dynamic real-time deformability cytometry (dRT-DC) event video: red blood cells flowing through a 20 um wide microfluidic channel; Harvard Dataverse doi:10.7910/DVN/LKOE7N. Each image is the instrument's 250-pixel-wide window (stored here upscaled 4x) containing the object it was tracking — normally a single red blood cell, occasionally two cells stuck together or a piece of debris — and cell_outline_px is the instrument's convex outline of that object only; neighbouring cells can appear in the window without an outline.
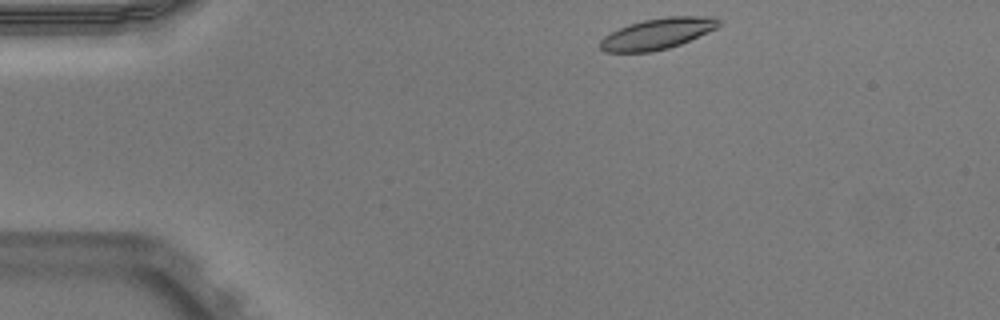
{"species": "Egyptian fruit bat (a non-hibernating species)", "species_latin": "Rousettus aegyptiacus", "temperature_condition": "warm", "stored_images_in_passage": 43, "camera_frame_rate_fps": 3000, "um_per_image_px": 0.085, "animal": {"sex": "male"}, "frame": {"image": 1, "passage_image": 1, "time_ms": 0.0, "image_size_px": [1000, 320], "cell_outline_px": [[720, 24], [716, 28], [680, 44], [668, 48], [652, 52], [604, 52], [600, 48], [600, 40], [604, 36], [628, 24], [644, 20], [668, 16], [712, 16], [720, 20]], "centroid_in_image_um": [55.87, 2.86], "position_along_channel_um": 29.1, "area_um2": 21.27}}
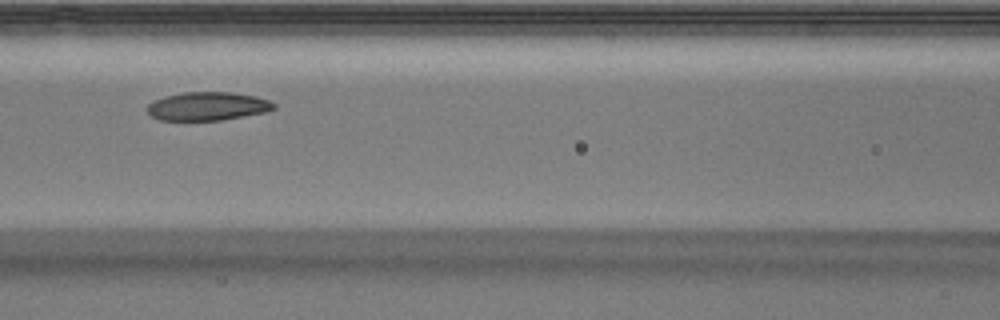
{"frame": {"image": 2, "passage_image": 15, "time_ms": 4.667, "image_size_px": [1000, 320], "cell_outline_px": [[276, 108], [264, 112], [244, 116], [220, 120], [160, 120], [152, 116], [148, 112], [148, 104], [152, 100], [184, 92], [232, 92], [256, 96], [268, 100], [276, 104]], "centroid_in_image_um": [17.66, 9.02], "position_along_channel_um": 148.9, "area_um2": 20.87}}
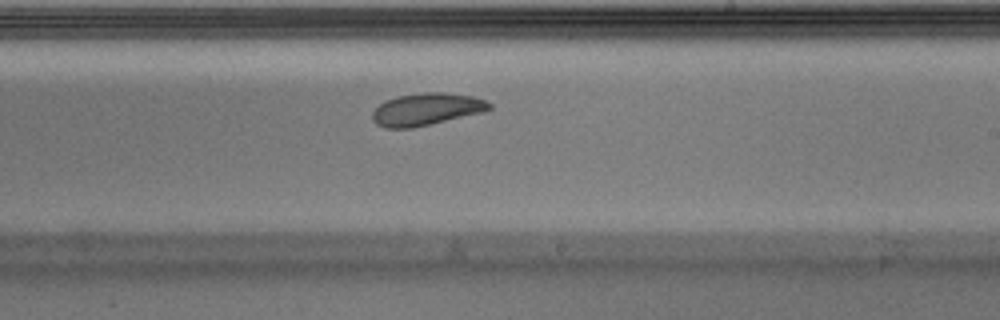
{"frame": {"image": 3, "passage_image": 23, "time_ms": 7.333, "image_size_px": [1000, 320], "cell_outline_px": [[492, 108], [484, 112], [412, 128], [384, 128], [376, 124], [372, 120], [372, 112], [384, 100], [396, 96], [424, 92], [444, 92], [472, 96], [484, 100], [492, 104]], "centroid_in_image_um": [36.23, 9.28], "position_along_channel_um": 252.8, "area_um2": 22.08}, "authors_computed_cell_mechanics": {"area_um2": 22.0796, "velocity_mm_per_s": 3.903, "shape_relaxation_time_tau1_ms": 2.7039, "shape_relaxation_time_tau2_ms": 4.6147, "deformation_change_tau1": 0.098, "deformation_change_tau2": 0.0979}}